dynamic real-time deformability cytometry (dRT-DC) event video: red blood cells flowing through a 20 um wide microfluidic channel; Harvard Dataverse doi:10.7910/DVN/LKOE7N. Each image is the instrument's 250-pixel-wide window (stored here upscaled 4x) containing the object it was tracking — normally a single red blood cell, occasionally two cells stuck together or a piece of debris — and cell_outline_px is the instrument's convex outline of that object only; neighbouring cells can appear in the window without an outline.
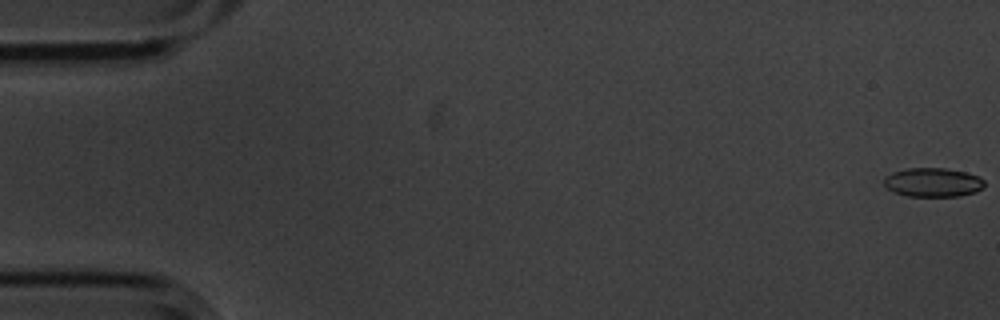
{"species": "common noctule bat (a hibernating species)", "species_latin": "Nyctalus noctula", "temperature_condition": "cold", "stored_images_in_passage": 57, "camera_frame_rate_fps": 3000, "um_per_image_px": 0.085, "animal": {"sex": "male", "body_mass_g": 20.1, "forearm_length_mm": 53.5}, "frame": {"image": 1, "passage_image": 1, "time_ms": 0.0, "image_size_px": [1000, 320], "cell_outline_px": [[984, 188], [976, 192], [960, 196], [908, 196], [896, 192], [888, 188], [884, 184], [884, 176], [892, 172], [908, 168], [944, 168], [964, 172], [980, 176], [984, 180]], "centroid_in_image_um": [79.32, 15.5], "position_along_channel_um": 5.7, "area_um2": 16.99}}
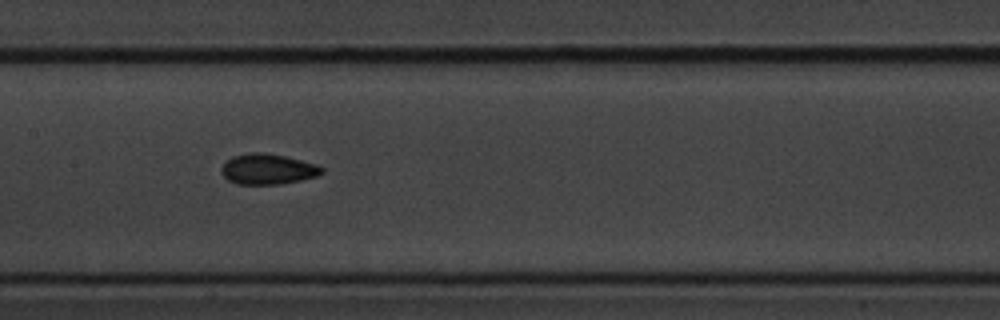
{"frame": {"image": 2, "passage_image": 28, "time_ms": 9.0, "image_size_px": [1000, 320], "cell_outline_px": [[324, 172], [316, 176], [300, 180], [280, 184], [236, 184], [228, 180], [220, 172], [220, 168], [224, 160], [232, 156], [248, 152], [264, 152], [284, 156], [320, 164], [324, 168]], "centroid_in_image_um": [22.74, 14.36], "position_along_channel_um": 184.7, "area_um2": 18.21}}
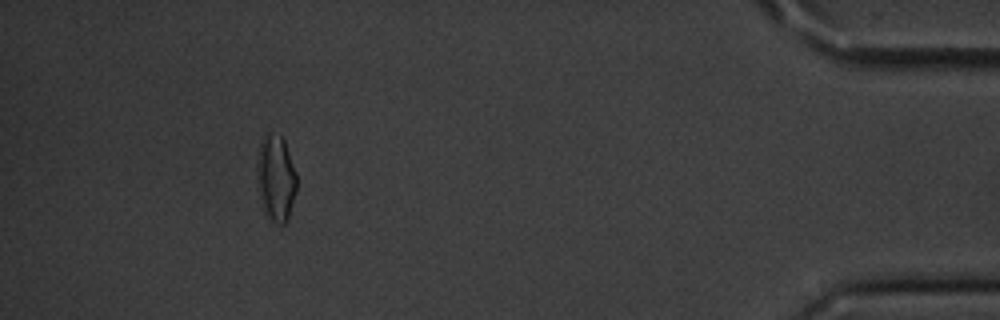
{"frame": {"image": 3, "passage_image": 52, "time_ms": 17.0, "image_size_px": [1000, 320], "cell_outline_px": [[296, 192], [288, 220], [284, 224], [280, 224], [264, 216], [256, 176], [256, 156], [260, 140], [264, 132], [268, 132], [280, 136], [284, 140], [296, 172]], "centroid_in_image_um": [23.42, 15.12], "position_along_channel_um": 411.8, "area_um2": 20.4}, "authors_computed_cell_mechanics": {"area_um2": 17.3978, "velocity_mm_per_s": 3.5772, "shape_relaxation_time_tau1_ms": 2.5594, "shape_relaxation_time_tau2_ms": 4.2709, "deformation_change_tau1": 0.1053, "deformation_change_tau2": 0.0887}}